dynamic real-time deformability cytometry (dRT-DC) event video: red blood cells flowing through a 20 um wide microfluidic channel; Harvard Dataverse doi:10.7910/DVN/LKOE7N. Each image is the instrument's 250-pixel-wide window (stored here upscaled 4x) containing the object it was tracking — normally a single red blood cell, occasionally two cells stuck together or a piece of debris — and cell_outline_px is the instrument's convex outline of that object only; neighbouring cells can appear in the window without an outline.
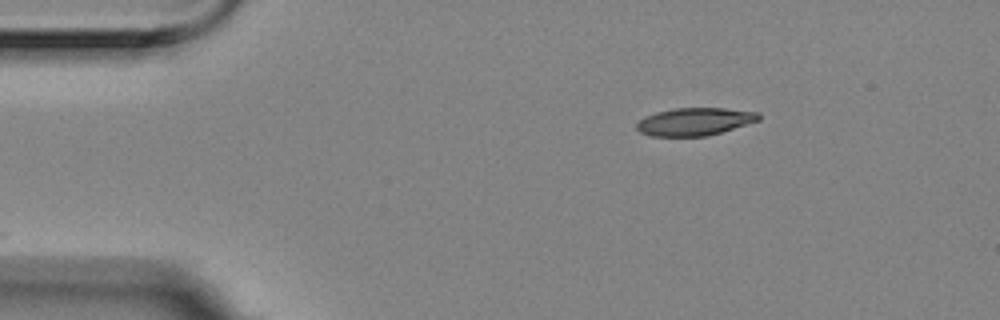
{"species": "Egyptian fruit bat (a non-hibernating species)", "species_latin": "Rousettus aegyptiacus", "temperature_condition": "room temperature", "stored_images_in_passage": 55, "camera_frame_rate_fps": 3000, "um_per_image_px": 0.085, "animal": {"sex": "female"}, "frame": {"image": 1, "passage_image": 10, "time_ms": 3.0, "image_size_px": [1000, 320], "cell_outline_px": [[744, 116], [736, 124], [728, 128], [716, 132], [696, 136], [668, 136], [652, 132], [660, 116], [668, 112], [700, 108], [708, 108], [736, 112]], "centroid_in_image_um": [59.13, 10.37], "position_along_channel_um": 25.9, "area_um2": 13.58}}
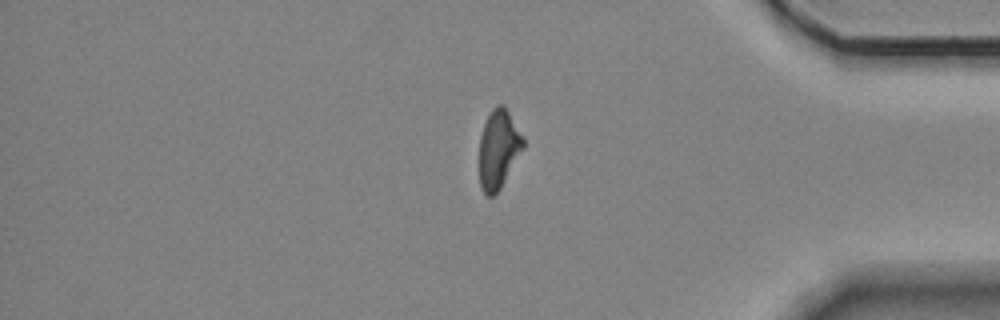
{"frame": {"image": 2, "passage_image": 48, "time_ms": 15.667, "image_size_px": [1000, 320], "cell_outline_px": [[520, 144], [496, 188], [492, 192], [488, 192], [484, 188], [480, 172], [480, 152], [484, 132], [492, 116], [500, 108], [504, 112], [520, 140]], "centroid_in_image_um": [42.26, 12.74], "position_along_channel_um": 392.9, "area_um2": 15.03}}